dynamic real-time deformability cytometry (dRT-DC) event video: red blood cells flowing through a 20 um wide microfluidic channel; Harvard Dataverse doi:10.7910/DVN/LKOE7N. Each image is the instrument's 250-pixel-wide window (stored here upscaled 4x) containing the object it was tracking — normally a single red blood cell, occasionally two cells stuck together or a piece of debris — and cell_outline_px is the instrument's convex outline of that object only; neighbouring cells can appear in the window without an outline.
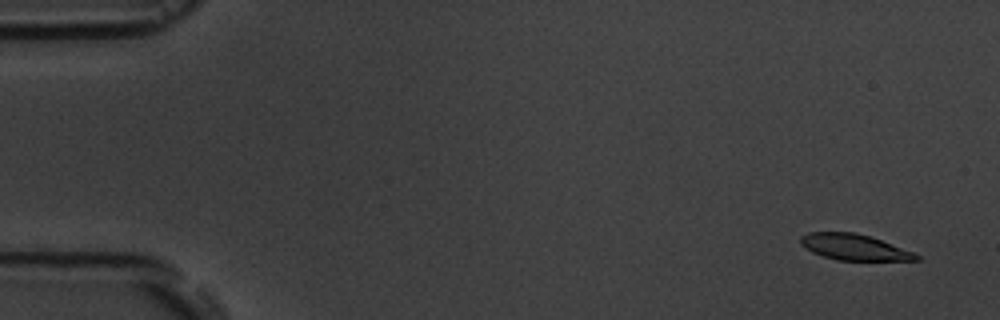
{"species": "common noctule bat (a hibernating species)", "species_latin": "Nyctalus noctula", "temperature_condition": "room temperature", "stored_images_in_passage": 5, "camera_frame_rate_fps": 3000, "um_per_image_px": 0.085, "animal": {"sex": "male", "body_mass_g": 19.5, "forearm_length_mm": 54.6}, "frame": {"image": 1, "passage_image": 1, "time_ms": 0.0, "image_size_px": [1000, 320], "cell_outline_px": [[920, 260], [836, 260], [812, 252], [800, 244], [800, 236], [808, 232], [856, 232], [880, 240], [912, 252], [920, 256]], "centroid_in_image_um": [72.55, 21.0], "position_along_channel_um": 12.5, "area_um2": 17.22}}
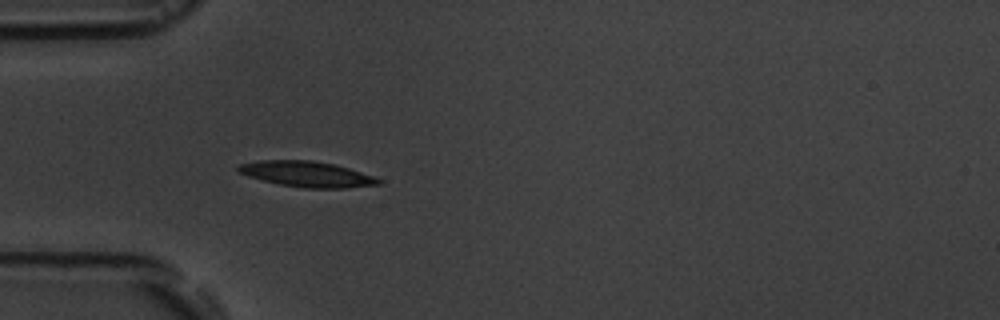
{"frame": {"image": 2, "passage_image": 5, "time_ms": 4.667, "image_size_px": [1000, 320], "cell_outline_px": [[384, 180], [380, 184], [348, 188], [304, 188], [280, 184], [248, 176], [240, 172], [236, 168], [240, 164], [260, 160], [312, 160], [336, 164]], "centroid_in_image_um": [26.12, 14.8], "position_along_channel_um": 58.9, "area_um2": 20.81}}